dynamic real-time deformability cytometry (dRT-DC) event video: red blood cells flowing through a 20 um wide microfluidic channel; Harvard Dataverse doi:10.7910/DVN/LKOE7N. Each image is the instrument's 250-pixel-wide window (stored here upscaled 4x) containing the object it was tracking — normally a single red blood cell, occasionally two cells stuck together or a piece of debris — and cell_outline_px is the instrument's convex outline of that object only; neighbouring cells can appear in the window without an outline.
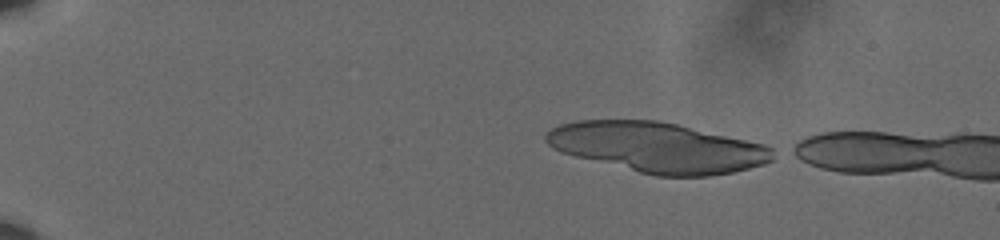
{"species": "human", "species_latin": "Homo sapiens", "temperature_condition": "cold", "stored_images_in_passage": 7, "camera_frame_rate_fps": 3000, "um_per_image_px": 0.085, "donor": {"sex": "male"}, "frame": {"image": 1, "passage_image": 1, "time_ms": 0.0, "image_size_px": [1000, 240], "cell_outline_px": [[772, 160], [764, 164], [732, 172], [708, 176], [656, 176], [560, 152], [552, 148], [544, 140], [544, 136], [552, 128], [560, 124], [576, 120], [660, 120], [764, 144], [772, 148]], "centroid_in_image_um": [55.86, 12.52], "position_along_channel_um": 29.1, "area_um2": 65.78}}